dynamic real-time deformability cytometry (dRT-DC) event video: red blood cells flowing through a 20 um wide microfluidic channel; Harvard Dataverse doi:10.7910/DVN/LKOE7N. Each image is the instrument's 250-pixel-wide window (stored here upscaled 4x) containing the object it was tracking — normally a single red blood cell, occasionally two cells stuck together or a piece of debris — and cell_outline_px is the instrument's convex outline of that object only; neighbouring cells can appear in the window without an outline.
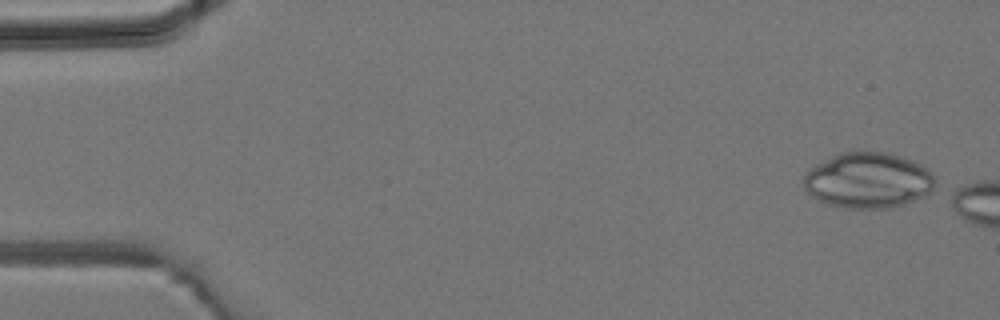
{"species": "common noctule bat (a hibernating species)", "species_latin": "Nyctalus noctula", "temperature_condition": "room temperature", "stored_images_in_passage": 12, "camera_frame_rate_fps": 3000, "um_per_image_px": 0.085, "animal": {"sex": "male", "body_mass_g": 19.2, "forearm_length_mm": 51.8}, "frame": {"image": 1, "passage_image": 1, "time_ms": 0.0, "image_size_px": [1000, 320], "cell_outline_px": [[936, 188], [924, 196], [904, 204], [892, 208], [848, 208], [828, 204], [816, 200], [804, 192], [804, 176], [816, 164], [840, 152], [888, 152], [912, 160], [928, 168], [936, 176]], "centroid_in_image_um": [73.82, 15.34], "position_along_channel_um": 11.2, "area_um2": 43.0}}